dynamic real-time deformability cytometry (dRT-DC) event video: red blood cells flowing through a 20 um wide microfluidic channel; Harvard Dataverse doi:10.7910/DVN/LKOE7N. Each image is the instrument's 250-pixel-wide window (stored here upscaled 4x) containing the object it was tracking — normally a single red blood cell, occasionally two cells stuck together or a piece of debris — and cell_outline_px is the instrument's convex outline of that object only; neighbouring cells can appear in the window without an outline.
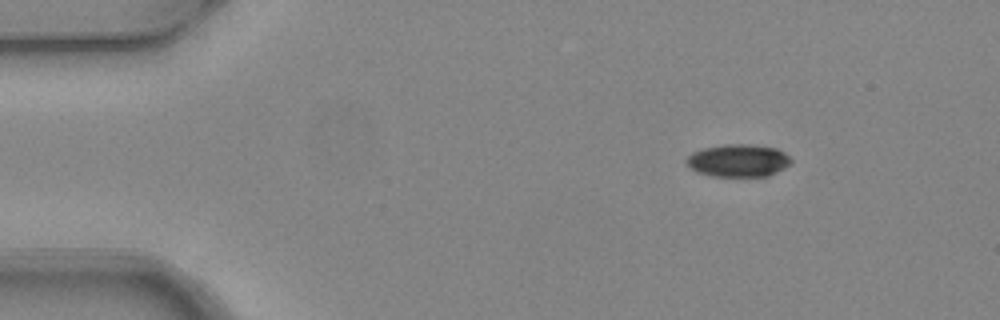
{"species": "common noctule bat (a hibernating species)", "species_latin": "Nyctalus noctula", "temperature_condition": "warm", "stored_images_in_passage": 4, "camera_frame_rate_fps": 3000, "um_per_image_px": 0.085, "animal": {"sex": "female", "body_mass_g": 24.6, "forearm_length_mm": 56.2}, "frame": {"image": 1, "passage_image": 1, "time_ms": 0.0, "image_size_px": [1000, 320], "cell_outline_px": [[792, 160], [784, 168], [768, 176], [712, 176], [696, 172], [684, 160], [692, 152], [704, 148], [724, 144], [748, 144], [776, 148], [784, 152]], "centroid_in_image_um": [62.73, 13.64], "position_along_channel_um": 22.3, "area_um2": 19.77}}
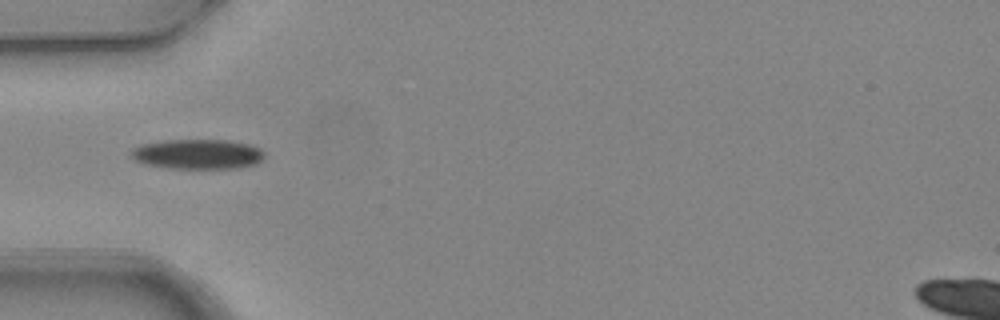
{"frame": {"image": 2, "passage_image": 4, "time_ms": 1.0, "image_size_px": [1000, 320], "cell_outline_px": [[264, 156], [256, 164], [240, 168], [168, 168], [144, 164], [128, 156], [128, 152], [132, 148], [140, 144], [168, 140], [228, 140], [248, 144], [260, 148], [264, 152]], "centroid_in_image_um": [16.75, 13.1], "position_along_channel_um": 68.2, "area_um2": 23.41}}